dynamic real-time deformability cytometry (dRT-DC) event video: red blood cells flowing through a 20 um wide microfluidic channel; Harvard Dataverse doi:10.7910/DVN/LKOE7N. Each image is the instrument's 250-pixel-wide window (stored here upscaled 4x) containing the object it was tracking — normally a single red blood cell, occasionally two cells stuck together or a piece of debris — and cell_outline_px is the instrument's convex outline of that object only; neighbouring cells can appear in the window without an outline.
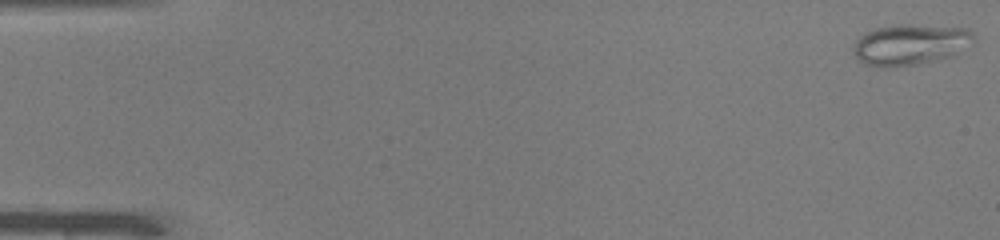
{"species": "common noctule bat (a hibernating species)", "species_latin": "Nyctalus noctula", "temperature_condition": "warm", "stored_images_in_passage": 50, "camera_frame_rate_fps": 3000, "um_per_image_px": 0.085, "animal": {"sex": "male", "body_mass_g": 19.0, "forearm_length_mm": 50.8}, "frame": {"image": 1, "passage_image": 1, "time_ms": 0.0, "image_size_px": [1000, 240], "cell_outline_px": [[972, 36], [956, 56], [940, 60], [916, 64], [888, 68], [864, 64], [856, 60], [852, 52], [852, 48], [856, 40], [860, 36], [876, 28], [900, 24], [908, 24], [968, 28], [972, 32]], "centroid_in_image_um": [77.3, 3.81], "position_along_channel_um": 7.7, "area_um2": 28.67}}
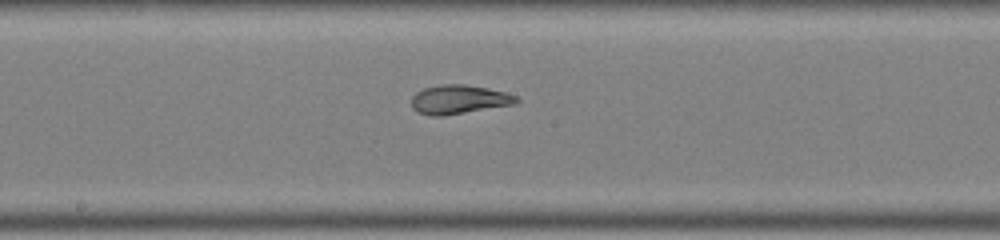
{"frame": {"image": 2, "passage_image": 27, "time_ms": 8.667, "image_size_px": [1000, 240], "cell_outline_px": [[520, 100], [516, 104], [444, 116], [432, 116], [420, 112], [412, 108], [412, 96], [416, 92], [424, 88], [440, 84], [464, 84], [488, 88], [504, 92], [516, 96]], "centroid_in_image_um": [39.02, 8.45], "position_along_channel_um": 209.2, "area_um2": 17.74}}
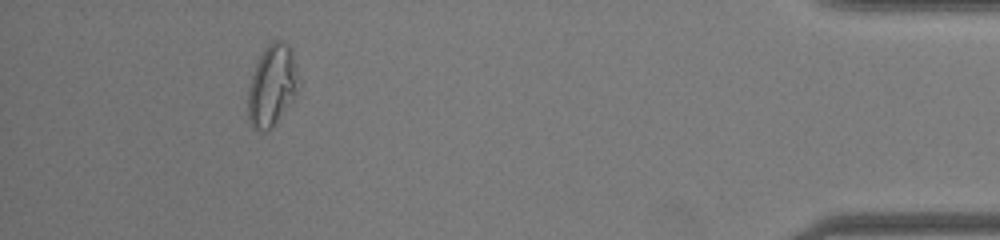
{"frame": {"image": 3, "passage_image": 46, "time_ms": 15.0, "image_size_px": [1000, 240], "cell_outline_px": [[300, 84], [292, 100], [272, 128], [268, 132], [260, 132], [252, 128], [248, 120], [248, 88], [256, 64], [264, 48], [272, 40], [280, 40], [288, 44], [292, 48]], "centroid_in_image_um": [23.12, 7.28], "position_along_channel_um": 412.1, "area_um2": 24.22}, "authors_computed_cell_mechanics": {"area_um2": 21.7039, "velocity_mm_per_s": 4.0722, "shape_relaxation_time_tau1_ms": null, "shape_relaxation_time_tau2_ms": 1.1356, "deformation_change_tau1": null, "deformation_change_tau2": 0.0766}}